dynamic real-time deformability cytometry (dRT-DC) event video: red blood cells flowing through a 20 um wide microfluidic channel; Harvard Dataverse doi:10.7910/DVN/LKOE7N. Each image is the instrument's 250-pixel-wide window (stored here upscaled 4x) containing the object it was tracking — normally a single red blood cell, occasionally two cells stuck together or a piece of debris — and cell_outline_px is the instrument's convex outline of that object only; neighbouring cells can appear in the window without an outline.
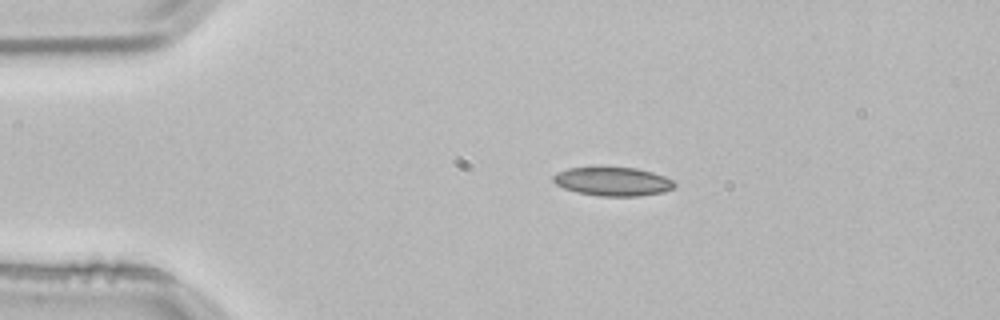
{"species": "common noctule bat (a hibernating species)", "species_latin": "Nyctalus noctula", "temperature_condition": "room temperature", "stored_images_in_passage": 2, "camera_frame_rate_fps": 3000, "um_per_image_px": 0.085, "animal": {"sex": "male", "body_mass_g": 21.5, "forearm_length_mm": 52.0}, "frame": {"image": 1, "passage_image": 1, "time_ms": 0.0, "image_size_px": [1000, 320], "cell_outline_px": [[676, 184], [672, 188], [664, 192], [640, 196], [600, 196], [576, 192], [564, 188], [556, 184], [552, 180], [552, 176], [556, 172], [568, 168], [636, 168], [652, 172], [664, 176], [672, 180]], "centroid_in_image_um": [52.07, 15.44], "position_along_channel_um": 32.9, "area_um2": 20.17}}